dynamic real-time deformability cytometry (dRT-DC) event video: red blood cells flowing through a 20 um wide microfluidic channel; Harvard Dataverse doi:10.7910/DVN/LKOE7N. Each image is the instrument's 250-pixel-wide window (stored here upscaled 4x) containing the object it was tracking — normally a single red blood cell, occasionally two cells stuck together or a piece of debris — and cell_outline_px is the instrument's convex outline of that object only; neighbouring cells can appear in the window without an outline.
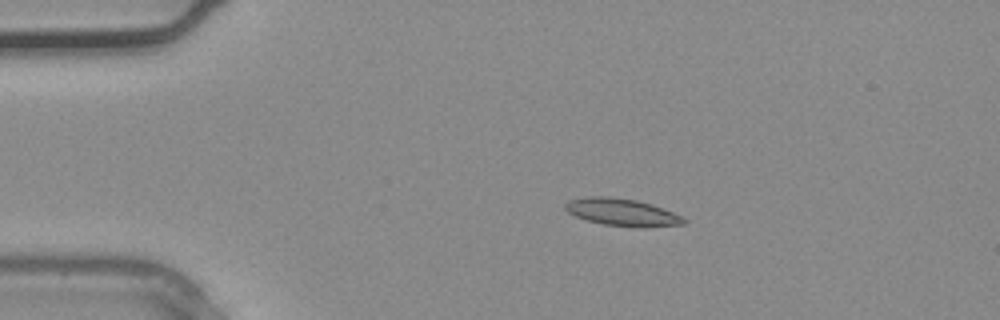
{"species": "common noctule bat (a hibernating species)", "species_latin": "Nyctalus noctula", "temperature_condition": "warm", "stored_images_in_passage": 3, "camera_frame_rate_fps": 3000, "um_per_image_px": 0.085, "animal": {"sex": "male", "body_mass_g": 20.4}, "frame": {"image": 1, "passage_image": 1, "time_ms": 0.0, "image_size_px": [1000, 320], "cell_outline_px": [[688, 220], [684, 224], [644, 228], [636, 228], [604, 224], [588, 220], [576, 216], [568, 212], [564, 208], [564, 204], [568, 200], [588, 196], [608, 196], [636, 200], [652, 204], [672, 212]], "centroid_in_image_um": [52.88, 18.04], "position_along_channel_um": 32.1, "area_um2": 18.96}}
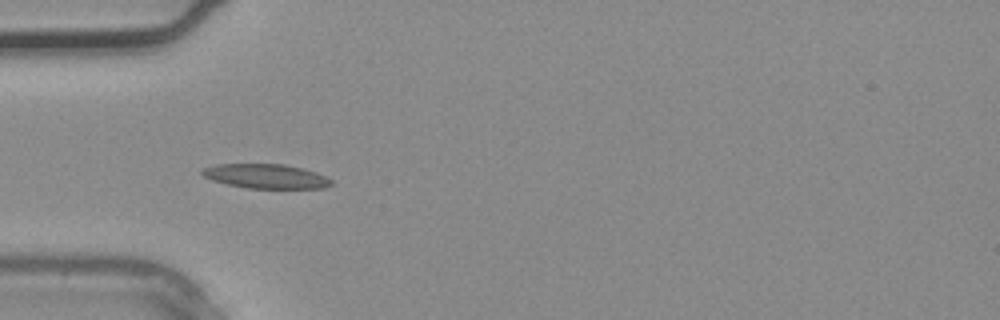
{"frame": {"image": 2, "passage_image": 2, "time_ms": 0.333, "image_size_px": [1000, 320], "cell_outline_px": [[332, 184], [324, 188], [248, 188], [228, 184], [212, 180], [204, 176], [200, 172], [204, 168], [216, 164], [284, 164], [316, 172], [332, 180]], "centroid_in_image_um": [22.6, 14.98], "position_along_channel_um": 62.4, "area_um2": 18.15}}